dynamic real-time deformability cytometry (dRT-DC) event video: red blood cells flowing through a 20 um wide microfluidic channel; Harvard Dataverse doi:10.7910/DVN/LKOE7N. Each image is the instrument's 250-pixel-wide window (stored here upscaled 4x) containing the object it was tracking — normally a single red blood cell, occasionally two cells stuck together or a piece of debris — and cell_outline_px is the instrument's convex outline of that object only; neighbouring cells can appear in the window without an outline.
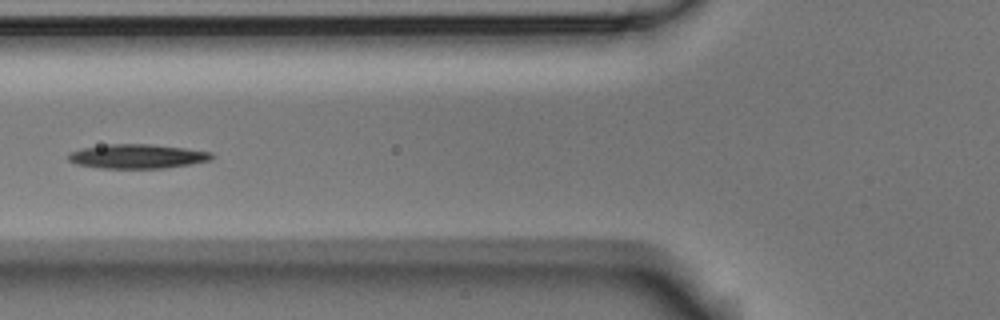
{"species": "Egyptian fruit bat (a non-hibernating species)", "species_latin": "Rousettus aegyptiacus", "temperature_condition": "room temperature", "stored_images_in_passage": 7, "camera_frame_rate_fps": 3000, "um_per_image_px": 0.085, "animal": {"sex": "male"}, "frame": {"image": 1, "passage_image": 7, "time_ms": 2.0, "image_size_px": [1000, 320], "cell_outline_px": [[212, 156], [208, 160], [188, 164], [164, 168], [100, 168], [76, 164], [68, 160], [68, 156], [72, 152], [84, 148], [108, 144], [148, 144], [184, 148], [212, 152]], "centroid_in_image_um": [11.64, 13.29], "position_along_channel_um": 114.2, "area_um2": 19.88}}